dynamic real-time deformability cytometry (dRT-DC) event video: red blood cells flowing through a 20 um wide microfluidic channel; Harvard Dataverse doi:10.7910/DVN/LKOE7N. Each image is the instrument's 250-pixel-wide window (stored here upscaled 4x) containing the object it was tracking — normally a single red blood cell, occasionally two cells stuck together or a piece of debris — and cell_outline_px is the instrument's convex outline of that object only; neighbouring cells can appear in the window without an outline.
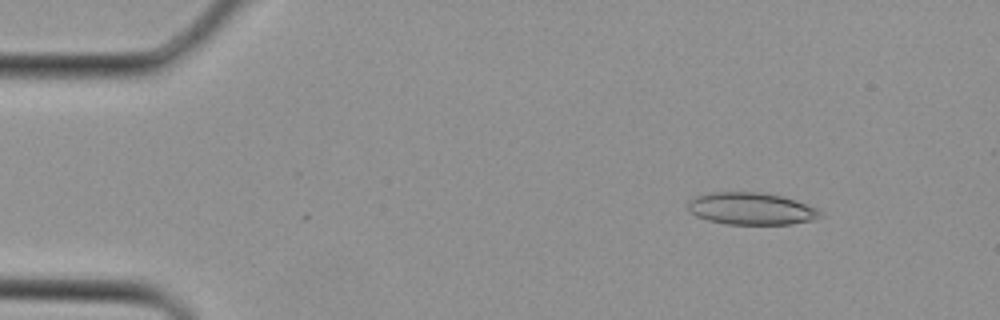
{"species": "Egyptian fruit bat (a non-hibernating species)", "species_latin": "Rousettus aegyptiacus", "temperature_condition": "cold", "stored_images_in_passage": 3, "camera_frame_rate_fps": 3000, "um_per_image_px": 0.085, "animal": {"sex": "female"}, "frame": {"image": 1, "passage_image": 1, "time_ms": 0.0, "image_size_px": [1000, 320], "cell_outline_px": [[824, 216], [812, 220], [792, 224], [724, 224], [708, 220], [696, 216], [688, 208], [688, 200], [696, 196], [712, 192], [760, 192], [780, 196], [796, 200], [816, 208]], "centroid_in_image_um": [63.85, 17.74], "position_along_channel_um": 21.2, "area_um2": 24.74}}